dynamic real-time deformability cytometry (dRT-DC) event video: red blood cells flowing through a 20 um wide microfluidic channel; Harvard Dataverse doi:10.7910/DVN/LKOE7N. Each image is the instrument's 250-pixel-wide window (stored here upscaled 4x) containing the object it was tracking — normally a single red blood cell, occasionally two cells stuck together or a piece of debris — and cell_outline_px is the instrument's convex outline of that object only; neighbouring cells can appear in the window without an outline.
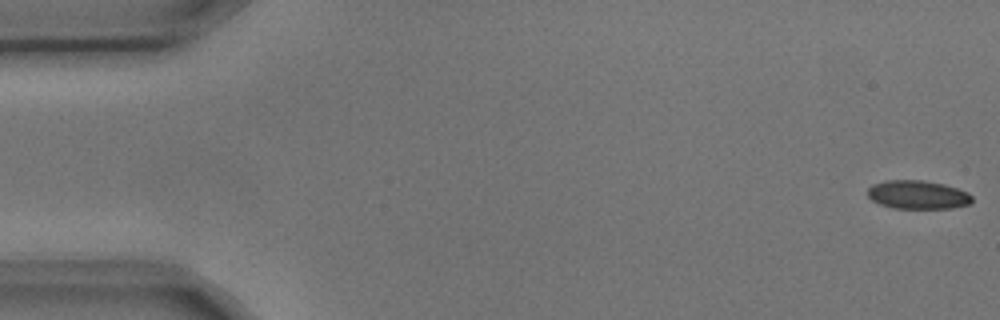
{"species": "common noctule bat (a hibernating species)", "species_latin": "Nyctalus noctula", "temperature_condition": "cold", "stored_images_in_passage": 3, "camera_frame_rate_fps": 3000, "um_per_image_px": 0.085, "animal": {"sex": "male", "body_mass_g": 17.9, "forearm_length_mm": 54.2}, "frame": {"image": 1, "passage_image": 1, "time_ms": 0.0, "image_size_px": [1000, 320], "cell_outline_px": [[972, 200], [968, 204], [952, 208], [892, 208], [880, 204], [872, 200], [868, 196], [868, 188], [872, 184], [884, 180], [924, 180], [944, 184], [968, 192], [972, 196]], "centroid_in_image_um": [77.98, 16.54], "position_along_channel_um": 7.0, "area_um2": 17.4}}